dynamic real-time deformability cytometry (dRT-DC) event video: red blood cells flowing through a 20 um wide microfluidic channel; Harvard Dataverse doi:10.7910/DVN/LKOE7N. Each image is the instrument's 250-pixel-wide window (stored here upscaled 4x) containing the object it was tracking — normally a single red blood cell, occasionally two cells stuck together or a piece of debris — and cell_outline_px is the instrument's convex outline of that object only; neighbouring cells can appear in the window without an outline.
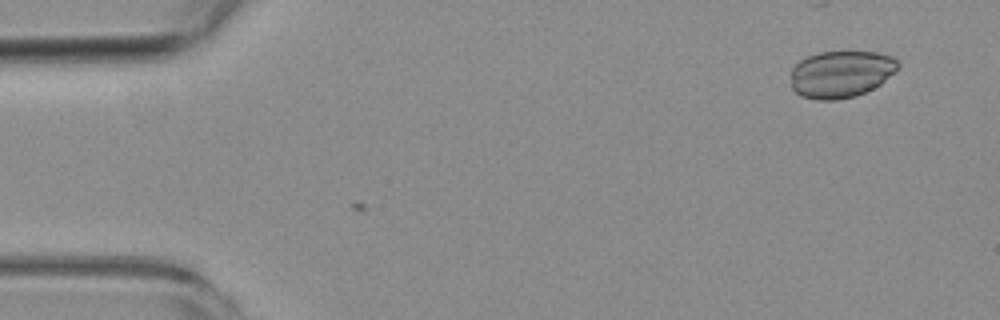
{"species": "common noctule bat (a hibernating species)", "species_latin": "Nyctalus noctula", "temperature_condition": "room temperature", "stored_images_in_passage": 3, "camera_frame_rate_fps": 3000, "um_per_image_px": 0.085, "animal": {"sex": "female", "body_mass_g": 19.3, "forearm_length_mm": 54.1}, "frame": {"image": 1, "passage_image": 3, "time_ms": 2.333, "image_size_px": [1000, 320], "cell_outline_px": [[900, 68], [896, 72], [880, 84], [856, 96], [836, 100], [816, 100], [800, 96], [792, 88], [792, 68], [800, 60], [808, 56], [820, 52], [876, 52], [892, 56], [900, 64]], "centroid_in_image_um": [71.5, 6.3], "position_along_channel_um": 13.5, "area_um2": 29.42}}